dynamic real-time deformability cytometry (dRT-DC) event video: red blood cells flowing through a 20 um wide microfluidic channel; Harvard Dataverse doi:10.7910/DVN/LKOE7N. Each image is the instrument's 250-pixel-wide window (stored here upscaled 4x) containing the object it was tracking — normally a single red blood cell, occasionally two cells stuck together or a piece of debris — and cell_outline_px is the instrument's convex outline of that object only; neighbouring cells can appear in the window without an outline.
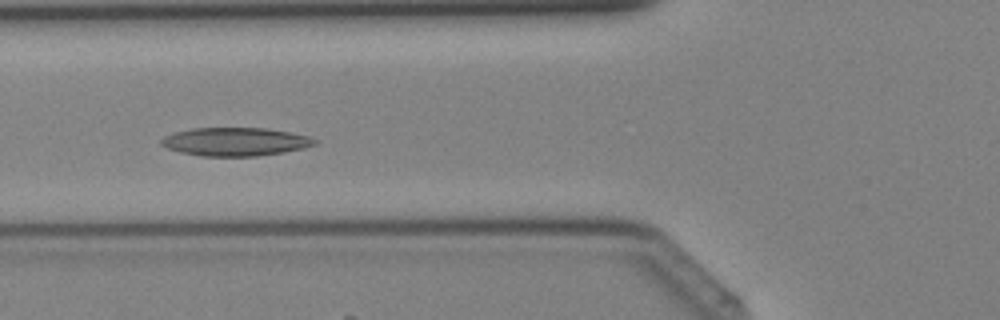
{"species": "Egyptian fruit bat (a non-hibernating species)", "species_latin": "Rousettus aegyptiacus", "temperature_condition": "cold", "stored_images_in_passage": 40, "camera_frame_rate_fps": 3000, "um_per_image_px": 0.085, "animal": {"sex": "female"}, "frame": {"image": 1, "passage_image": 15, "time_ms": 4.667, "image_size_px": [1000, 320], "cell_outline_px": [[320, 140], [316, 144], [304, 148], [284, 152], [256, 156], [204, 156], [180, 152], [168, 148], [160, 144], [160, 140], [164, 136], [172, 132], [192, 128], [264, 128], [288, 132], [308, 136]], "centroid_in_image_um": [19.99, 12.04], "position_along_channel_um": 105.8, "area_um2": 25.37}}
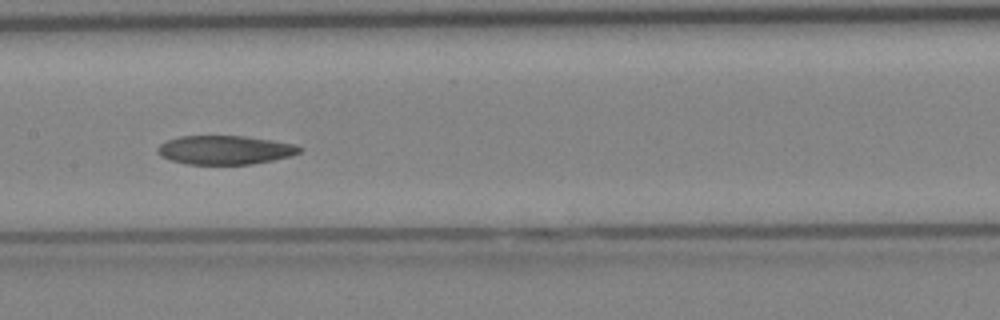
{"frame": {"image": 2, "passage_image": 20, "time_ms": 6.333, "image_size_px": [1000, 320], "cell_outline_px": [[300, 152], [292, 156], [252, 164], [188, 164], [172, 160], [160, 156], [156, 152], [156, 148], [160, 144], [168, 140], [180, 136], [244, 136], [272, 140], [296, 144], [300, 148]], "centroid_in_image_um": [19.11, 12.74], "position_along_channel_um": 188.3, "area_um2": 23.81}}
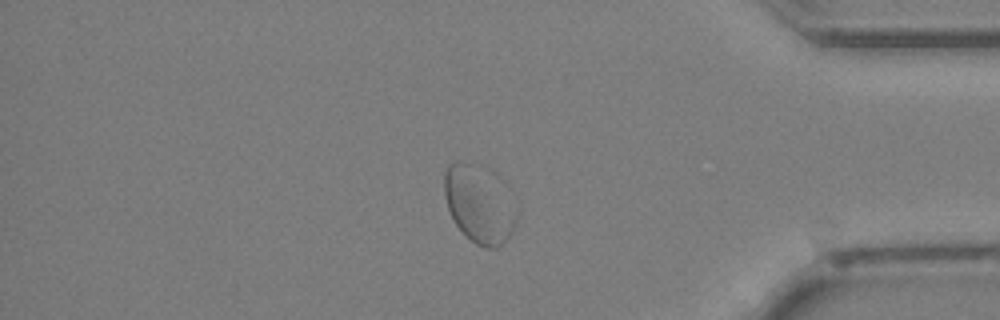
{"frame": {"image": 3, "passage_image": 34, "time_ms": 11.0, "image_size_px": [1000, 320], "cell_outline_px": [[520, 212], [508, 236], [496, 248], [484, 248], [476, 244], [456, 224], [448, 208], [444, 196], [444, 172], [448, 164], [452, 160], [460, 160], [468, 164]], "centroid_in_image_um": [40.59, 17.5], "position_along_channel_um": 394.6, "area_um2": 29.48}}